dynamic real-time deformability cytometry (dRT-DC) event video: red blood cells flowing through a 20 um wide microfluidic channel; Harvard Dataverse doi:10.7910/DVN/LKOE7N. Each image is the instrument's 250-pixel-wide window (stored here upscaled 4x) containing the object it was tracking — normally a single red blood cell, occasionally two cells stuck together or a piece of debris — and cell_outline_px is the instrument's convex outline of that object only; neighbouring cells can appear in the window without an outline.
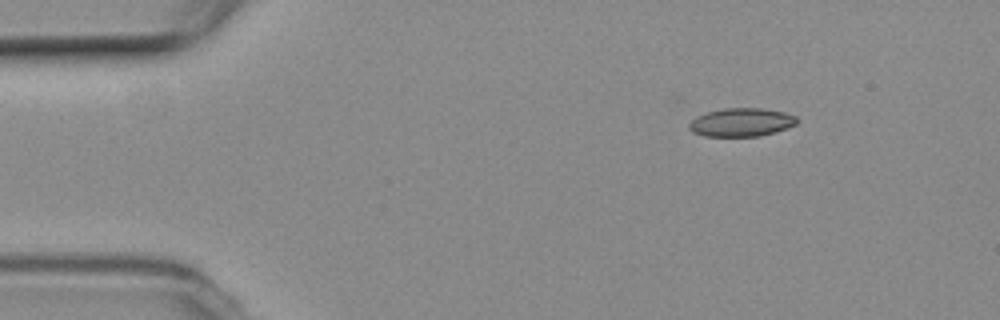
{"species": "common noctule bat (a hibernating species)", "species_latin": "Nyctalus noctula", "temperature_condition": "room temperature", "stored_images_in_passage": 6, "camera_frame_rate_fps": 3000, "um_per_image_px": 0.085, "animal": {"sex": "female", "body_mass_g": 19.3, "forearm_length_mm": 54.1}, "frame": {"image": 1, "passage_image": 2, "time_ms": 1.333, "image_size_px": [1000, 320], "cell_outline_px": [[796, 124], [760, 136], [704, 136], [692, 132], [688, 128], [688, 124], [696, 116], [708, 112], [724, 108], [760, 108], [784, 112], [796, 116]], "centroid_in_image_um": [62.96, 10.39], "position_along_channel_um": 22.0, "area_um2": 17.63}}
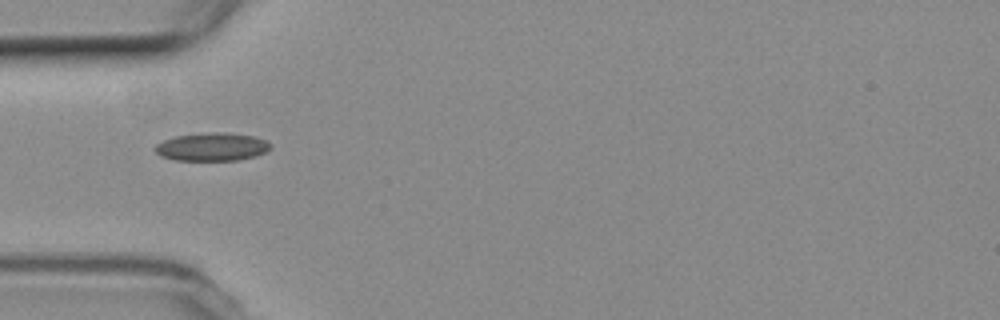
{"frame": {"image": 2, "passage_image": 5, "time_ms": 4.667, "image_size_px": [1000, 320], "cell_outline_px": [[272, 148], [256, 156], [236, 160], [176, 160], [160, 156], [152, 148], [156, 144], [164, 140], [176, 136], [208, 132], [224, 132], [252, 136], [264, 140], [272, 144]], "centroid_in_image_um": [18.0, 12.48], "position_along_channel_um": 67.0, "area_um2": 18.9}}
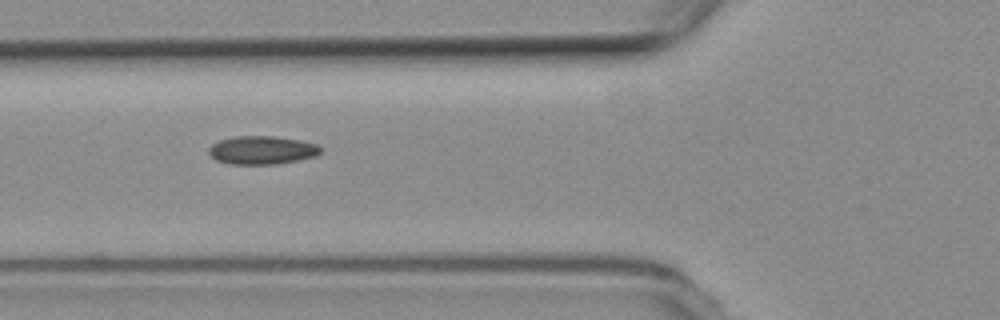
{"frame": {"image": 3, "passage_image": 6, "time_ms": 5.667, "image_size_px": [1000, 320], "cell_outline_px": [[320, 152], [316, 156], [276, 164], [228, 164], [216, 160], [208, 152], [208, 148], [212, 144], [220, 140], [236, 136], [272, 136], [300, 140], [316, 144], [320, 148]], "centroid_in_image_um": [22.23, 12.76], "position_along_channel_um": 103.6, "area_um2": 18.32}}